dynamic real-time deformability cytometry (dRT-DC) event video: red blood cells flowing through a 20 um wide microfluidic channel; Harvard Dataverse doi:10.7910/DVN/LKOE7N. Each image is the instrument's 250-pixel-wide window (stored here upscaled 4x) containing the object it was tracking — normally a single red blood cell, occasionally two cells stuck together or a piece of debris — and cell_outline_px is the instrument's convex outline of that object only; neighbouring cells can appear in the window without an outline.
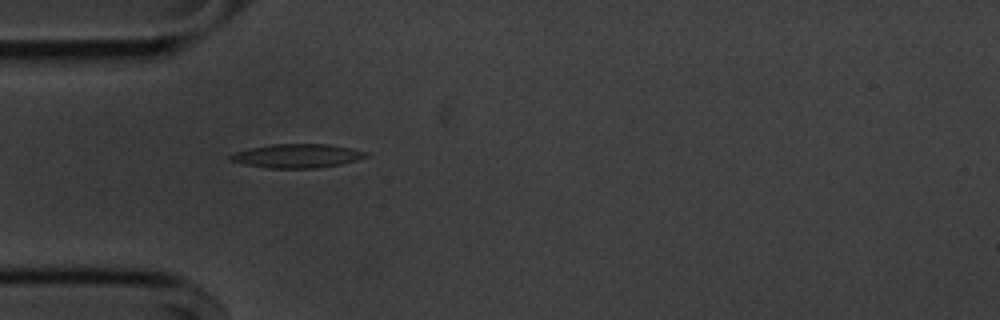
{"species": "common noctule bat (a hibernating species)", "species_latin": "Nyctalus noctula", "temperature_condition": "cold", "stored_images_in_passage": 39, "camera_frame_rate_fps": 3000, "um_per_image_px": 0.085, "animal": {"sex": "male", "body_mass_g": 20.1, "forearm_length_mm": 53.5}, "frame": {"image": 1, "passage_image": 1, "time_ms": 0.0, "image_size_px": [1000, 320], "cell_outline_px": [[368, 156], [356, 160], [340, 164], [316, 168], [268, 168], [244, 164], [228, 160], [228, 156], [236, 152], [252, 148], [272, 144], [328, 144], [352, 148], [368, 152]], "centroid_in_image_um": [25.26, 13.25], "position_along_channel_um": 59.7, "area_um2": 18.73}}
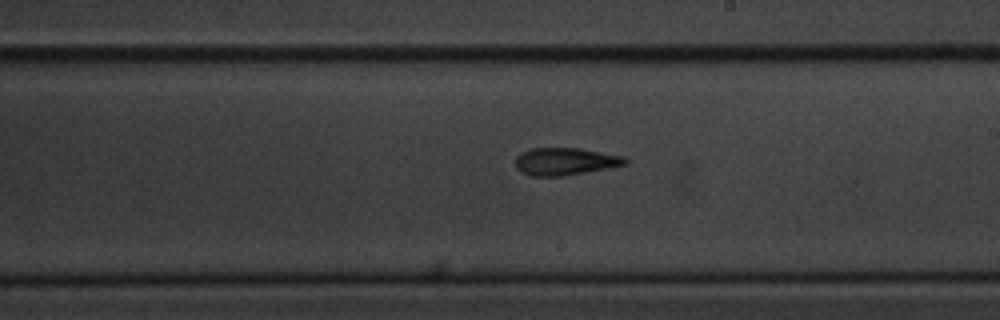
{"frame": {"image": 2, "passage_image": 16, "time_ms": 5.0, "image_size_px": [1000, 320], "cell_outline_px": [[628, 164], [608, 168], [564, 176], [532, 176], [520, 172], [516, 168], [516, 156], [520, 152], [528, 148], [580, 148], [624, 156], [628, 160]], "centroid_in_image_um": [48.02, 13.72], "position_along_channel_um": 241.0, "area_um2": 17.74}}
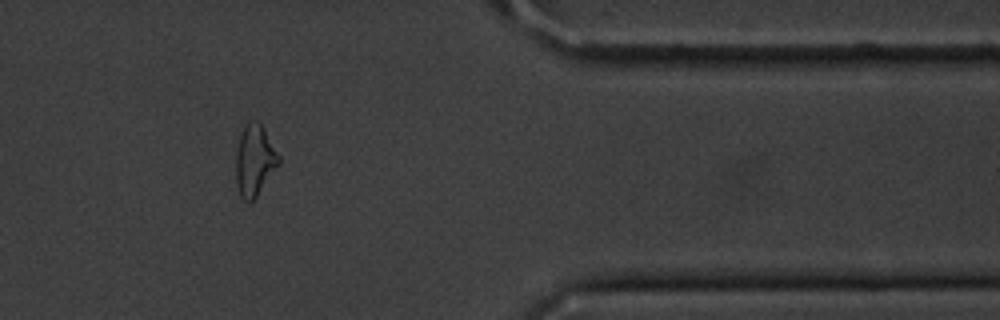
{"frame": {"image": 3, "passage_image": 30, "time_ms": 9.667, "image_size_px": [1000, 320], "cell_outline_px": [[280, 164], [256, 196], [248, 204], [240, 196], [236, 184], [236, 152], [240, 136], [248, 120], [256, 120], [264, 128], [280, 156]], "centroid_in_image_um": [21.65, 13.64], "position_along_channel_um": 389.8, "area_um2": 17.74}, "authors_computed_cell_mechanics": {"area_um2": 17.629, "velocity_mm_per_s": 3.6524, "shape_relaxation_time_tau1_ms": 8.0772, "shape_relaxation_time_tau2_ms": 3.6558, "deformation_change_tau1": 0.2519, "deformation_change_tau2": 0.1479}}